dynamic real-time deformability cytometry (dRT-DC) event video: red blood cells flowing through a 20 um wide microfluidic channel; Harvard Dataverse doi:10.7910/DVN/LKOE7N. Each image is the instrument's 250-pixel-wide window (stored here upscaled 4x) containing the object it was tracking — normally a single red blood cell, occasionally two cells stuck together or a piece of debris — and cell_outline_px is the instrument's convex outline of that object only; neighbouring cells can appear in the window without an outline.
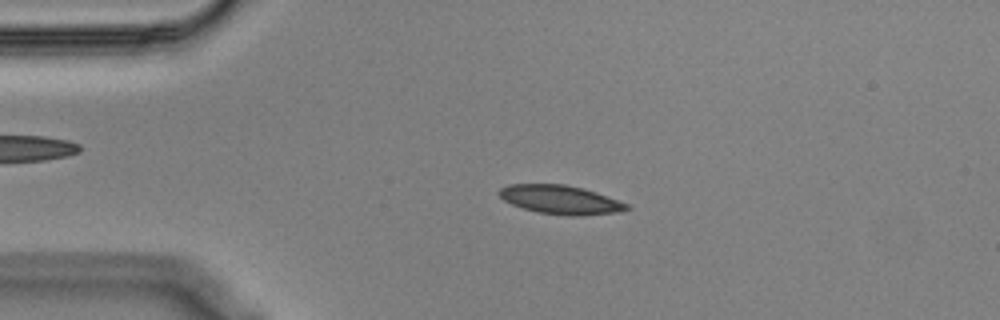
{"species": "Egyptian fruit bat (a non-hibernating species)", "species_latin": "Rousettus aegyptiacus", "temperature_condition": "cold", "stored_images_in_passage": 55, "camera_frame_rate_fps": 3000, "um_per_image_px": 0.085, "animal": {"sex": "male"}, "frame": {"image": 1, "passage_image": 11, "time_ms": 3.333, "image_size_px": [1000, 320], "cell_outline_px": [[632, 208], [620, 212], [580, 216], [568, 216], [540, 212], [524, 208], [512, 204], [504, 200], [496, 192], [500, 188], [508, 184], [564, 184], [596, 192], [628, 204]], "centroid_in_image_um": [47.64, 16.97], "position_along_channel_um": 37.4, "area_um2": 21.33}}
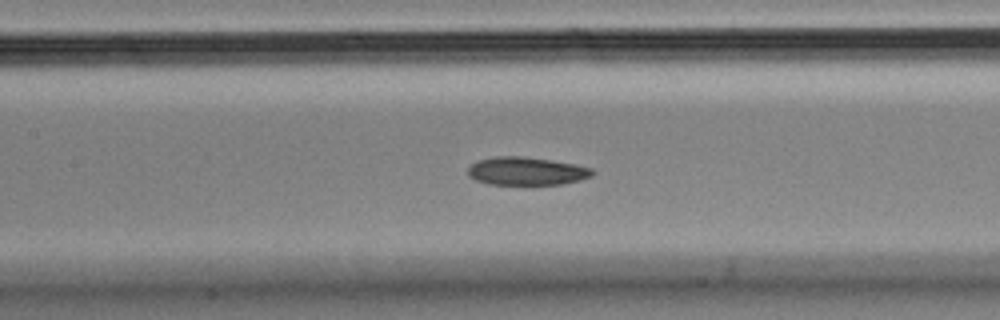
{"frame": {"image": 2, "passage_image": 24, "time_ms": 7.667, "image_size_px": [1000, 320], "cell_outline_px": [[596, 172], [592, 176], [580, 180], [564, 184], [488, 184], [476, 180], [468, 176], [468, 168], [472, 164], [480, 160], [496, 156], [524, 156], [552, 160], [576, 164], [592, 168]], "centroid_in_image_um": [44.79, 14.54], "position_along_channel_um": 162.6, "area_um2": 20.46}}
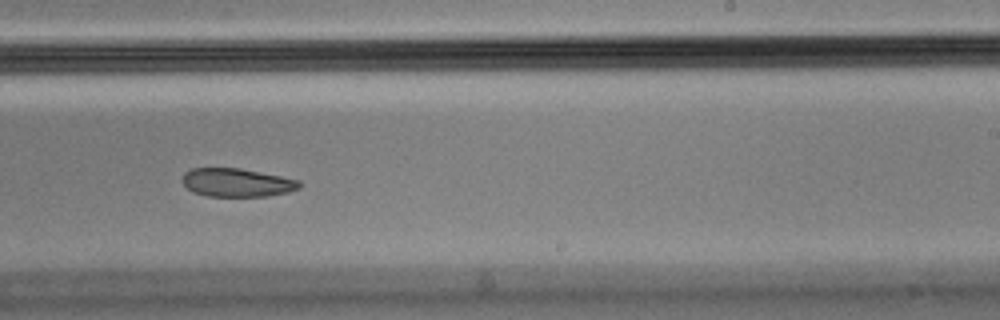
{"frame": {"image": 3, "passage_image": 33, "time_ms": 10.667, "image_size_px": [1000, 320], "cell_outline_px": [[300, 188], [288, 192], [268, 196], [208, 196], [192, 192], [184, 184], [184, 172], [192, 168], [240, 168], [300, 180]], "centroid_in_image_um": [20.15, 15.52], "position_along_channel_um": 268.9, "area_um2": 19.25}}